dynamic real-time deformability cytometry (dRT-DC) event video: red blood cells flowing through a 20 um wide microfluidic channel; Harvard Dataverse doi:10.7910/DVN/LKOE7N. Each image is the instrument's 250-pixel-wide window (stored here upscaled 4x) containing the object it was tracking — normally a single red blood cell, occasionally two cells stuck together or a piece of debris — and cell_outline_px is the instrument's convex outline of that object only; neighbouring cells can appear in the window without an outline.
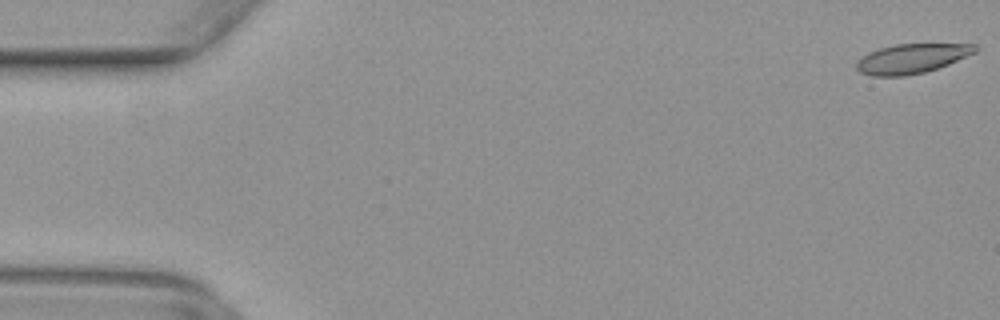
{"species": "common noctule bat (a hibernating species)", "species_latin": "Nyctalus noctula", "temperature_condition": "warm", "stored_images_in_passage": 46, "camera_frame_rate_fps": 3000, "um_per_image_px": 0.085, "animal": {"sex": "female", "body_mass_g": 29.2, "forearm_length_mm": 56.3}, "frame": {"image": 1, "passage_image": 1, "time_ms": 0.0, "image_size_px": [1000, 320], "cell_outline_px": [[980, 48], [976, 52], [948, 64], [924, 72], [904, 76], [872, 76], [860, 72], [856, 68], [856, 60], [868, 52], [880, 48], [896, 44], [976, 44]], "centroid_in_image_um": [77.48, 4.97], "position_along_channel_um": 7.5, "area_um2": 20.4}}
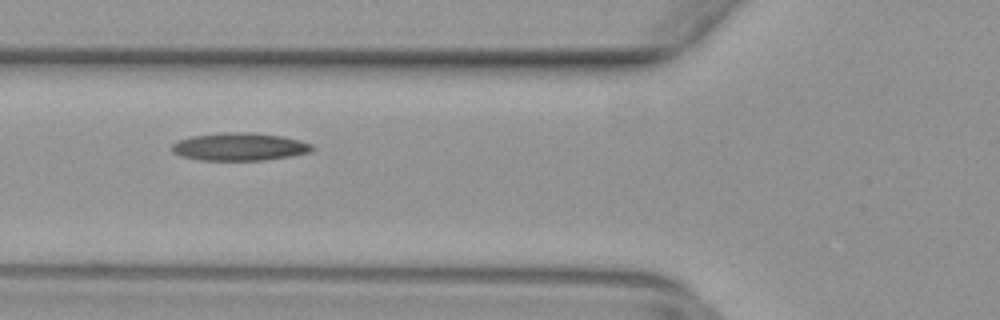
{"frame": {"image": 2, "passage_image": 19, "time_ms": 6.0, "image_size_px": [1000, 320], "cell_outline_px": [[316, 148], [312, 152], [292, 156], [264, 160], [200, 160], [180, 156], [172, 152], [172, 144], [176, 140], [192, 136], [224, 132], [252, 132], [284, 136], [300, 140], [312, 144]], "centroid_in_image_um": [20.39, 12.47], "position_along_channel_um": 105.4, "area_um2": 23.06}}
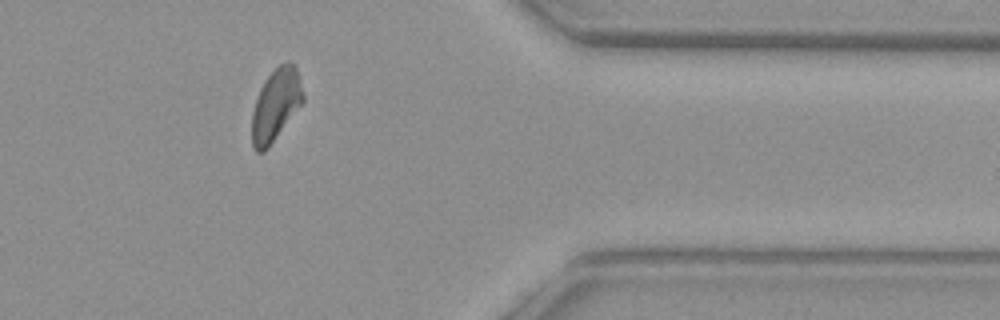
{"frame": {"image": 3, "passage_image": 41, "time_ms": 13.333, "image_size_px": [1000, 320], "cell_outline_px": [[304, 100], [268, 148], [264, 152], [256, 152], [252, 144], [252, 112], [260, 88], [264, 80], [280, 64], [292, 64], [296, 68], [304, 96]], "centroid_in_image_um": [23.41, 8.95], "position_along_channel_um": 388.0, "area_um2": 20.92}}